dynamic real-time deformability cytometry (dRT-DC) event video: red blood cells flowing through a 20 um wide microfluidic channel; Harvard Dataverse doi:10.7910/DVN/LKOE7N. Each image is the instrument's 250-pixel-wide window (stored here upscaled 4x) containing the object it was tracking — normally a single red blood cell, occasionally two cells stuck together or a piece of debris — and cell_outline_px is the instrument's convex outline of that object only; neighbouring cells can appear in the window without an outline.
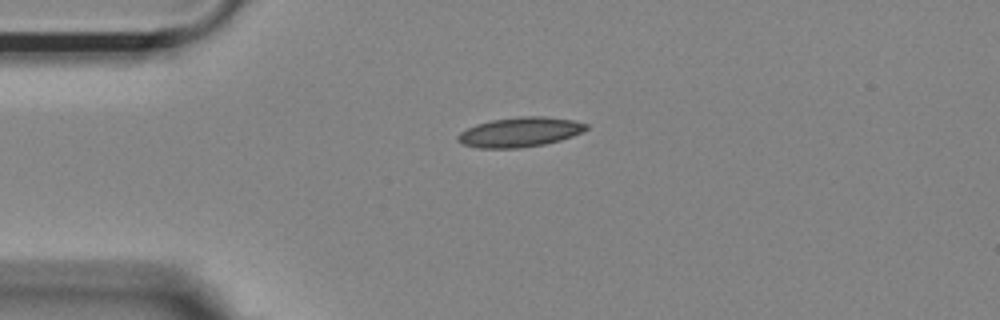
{"species": "Egyptian fruit bat (a non-hibernating species)", "species_latin": "Rousettus aegyptiacus", "temperature_condition": "room temperature", "stored_images_in_passage": 42, "camera_frame_rate_fps": 3000, "um_per_image_px": 0.085, "animal": {"sex": "female"}, "frame": {"image": 1, "passage_image": 1, "time_ms": 0.0, "image_size_px": [1000, 320], "cell_outline_px": [[588, 128], [572, 136], [560, 140], [544, 144], [520, 148], [480, 148], [460, 144], [456, 140], [456, 136], [460, 132], [476, 124], [492, 120], [520, 116], [544, 116], [572, 120], [588, 124]], "centroid_in_image_um": [44.15, 11.23], "position_along_channel_um": 40.9, "area_um2": 22.2}}
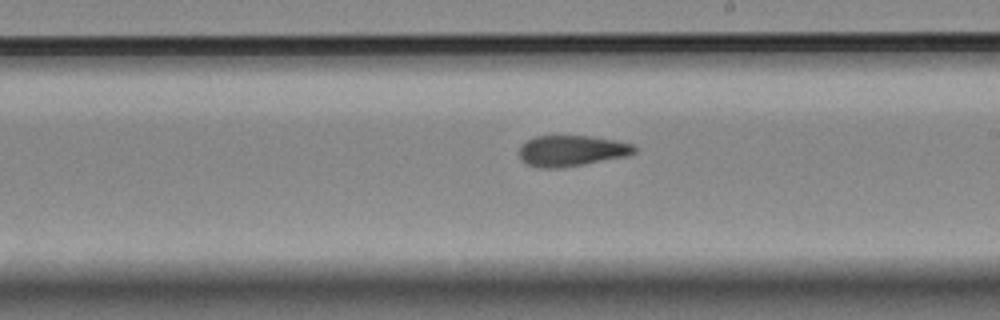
{"frame": {"image": 2, "passage_image": 19, "time_ms": 6.0, "image_size_px": [1000, 320], "cell_outline_px": [[636, 152], [628, 156], [560, 168], [540, 168], [524, 164], [520, 160], [516, 152], [520, 144], [536, 136], [592, 136], [616, 140], [632, 144], [636, 148]], "centroid_in_image_um": [48.52, 12.82], "position_along_channel_um": 240.5, "area_um2": 21.1}}
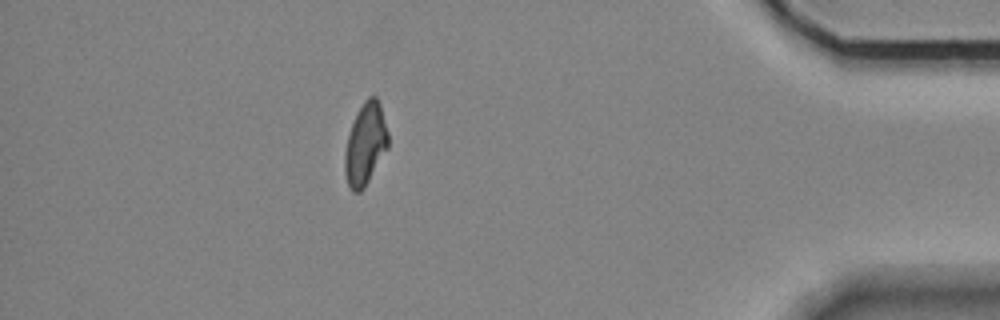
{"frame": {"image": 3, "passage_image": 36, "time_ms": 11.667, "image_size_px": [1000, 320], "cell_outline_px": [[388, 148], [364, 188], [360, 192], [352, 192], [348, 184], [344, 172], [344, 152], [348, 136], [352, 124], [364, 100], [368, 96], [376, 96], [380, 104], [388, 132]], "centroid_in_image_um": [31.05, 12.27], "position_along_channel_um": 404.1, "area_um2": 20.58}, "authors_computed_cell_mechanics": {"area_um2": 21.1548, "velocity_mm_per_s": 3.6881, "shape_relaxation_time_tau1_ms": 4.8541, "shape_relaxation_time_tau2_ms": 2.2337, "deformation_change_tau1": 0.1507, "deformation_change_tau2": 0.0765}}